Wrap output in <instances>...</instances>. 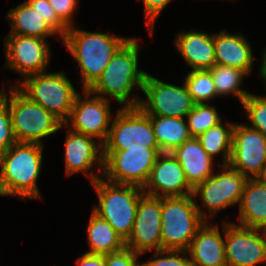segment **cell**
<instances>
[{"instance_id":"obj_12","label":"cell","mask_w":266,"mask_h":266,"mask_svg":"<svg viewBox=\"0 0 266 266\" xmlns=\"http://www.w3.org/2000/svg\"><path fill=\"white\" fill-rule=\"evenodd\" d=\"M82 92L77 94L63 129L69 128L74 132L94 137L103 144L108 137L113 119L111 100L94 96L88 89Z\"/></svg>"},{"instance_id":"obj_25","label":"cell","mask_w":266,"mask_h":266,"mask_svg":"<svg viewBox=\"0 0 266 266\" xmlns=\"http://www.w3.org/2000/svg\"><path fill=\"white\" fill-rule=\"evenodd\" d=\"M89 250L86 253L107 255L122 250L124 239L114 230L108 221L102 219L93 210L86 230Z\"/></svg>"},{"instance_id":"obj_30","label":"cell","mask_w":266,"mask_h":266,"mask_svg":"<svg viewBox=\"0 0 266 266\" xmlns=\"http://www.w3.org/2000/svg\"><path fill=\"white\" fill-rule=\"evenodd\" d=\"M218 109L210 104H195L186 116L188 130L191 137H199L211 127L222 121Z\"/></svg>"},{"instance_id":"obj_15","label":"cell","mask_w":266,"mask_h":266,"mask_svg":"<svg viewBox=\"0 0 266 266\" xmlns=\"http://www.w3.org/2000/svg\"><path fill=\"white\" fill-rule=\"evenodd\" d=\"M125 247L141 256L152 250H162L160 197L144 194L140 198L133 228L125 240Z\"/></svg>"},{"instance_id":"obj_40","label":"cell","mask_w":266,"mask_h":266,"mask_svg":"<svg viewBox=\"0 0 266 266\" xmlns=\"http://www.w3.org/2000/svg\"><path fill=\"white\" fill-rule=\"evenodd\" d=\"M255 179L258 180L260 183L266 185V162L262 166L260 173L255 177Z\"/></svg>"},{"instance_id":"obj_2","label":"cell","mask_w":266,"mask_h":266,"mask_svg":"<svg viewBox=\"0 0 266 266\" xmlns=\"http://www.w3.org/2000/svg\"><path fill=\"white\" fill-rule=\"evenodd\" d=\"M129 39L107 32L70 27L61 42L79 67V83L89 89L101 76L116 51Z\"/></svg>"},{"instance_id":"obj_13","label":"cell","mask_w":266,"mask_h":266,"mask_svg":"<svg viewBox=\"0 0 266 266\" xmlns=\"http://www.w3.org/2000/svg\"><path fill=\"white\" fill-rule=\"evenodd\" d=\"M227 266H256L266 262V230L222 222Z\"/></svg>"},{"instance_id":"obj_7","label":"cell","mask_w":266,"mask_h":266,"mask_svg":"<svg viewBox=\"0 0 266 266\" xmlns=\"http://www.w3.org/2000/svg\"><path fill=\"white\" fill-rule=\"evenodd\" d=\"M7 93V104L17 142L40 143L63 128V122L38 103L30 101L14 85Z\"/></svg>"},{"instance_id":"obj_17","label":"cell","mask_w":266,"mask_h":266,"mask_svg":"<svg viewBox=\"0 0 266 266\" xmlns=\"http://www.w3.org/2000/svg\"><path fill=\"white\" fill-rule=\"evenodd\" d=\"M266 162V137L245 123H235L229 166L248 179L255 178Z\"/></svg>"},{"instance_id":"obj_9","label":"cell","mask_w":266,"mask_h":266,"mask_svg":"<svg viewBox=\"0 0 266 266\" xmlns=\"http://www.w3.org/2000/svg\"><path fill=\"white\" fill-rule=\"evenodd\" d=\"M116 111L103 151L159 148L150 116L139 107H120Z\"/></svg>"},{"instance_id":"obj_5","label":"cell","mask_w":266,"mask_h":266,"mask_svg":"<svg viewBox=\"0 0 266 266\" xmlns=\"http://www.w3.org/2000/svg\"><path fill=\"white\" fill-rule=\"evenodd\" d=\"M193 195L161 198L162 250H185L205 224Z\"/></svg>"},{"instance_id":"obj_1","label":"cell","mask_w":266,"mask_h":266,"mask_svg":"<svg viewBox=\"0 0 266 266\" xmlns=\"http://www.w3.org/2000/svg\"><path fill=\"white\" fill-rule=\"evenodd\" d=\"M130 37L113 55L97 81L88 89L104 99H115L121 107H138L142 97L132 95L133 88L142 90L147 72L138 68L139 41ZM109 97V98H108Z\"/></svg>"},{"instance_id":"obj_39","label":"cell","mask_w":266,"mask_h":266,"mask_svg":"<svg viewBox=\"0 0 266 266\" xmlns=\"http://www.w3.org/2000/svg\"><path fill=\"white\" fill-rule=\"evenodd\" d=\"M259 73L261 79L265 84V90H266V48L262 52Z\"/></svg>"},{"instance_id":"obj_3","label":"cell","mask_w":266,"mask_h":266,"mask_svg":"<svg viewBox=\"0 0 266 266\" xmlns=\"http://www.w3.org/2000/svg\"><path fill=\"white\" fill-rule=\"evenodd\" d=\"M44 144L17 142L0 154V195L41 199L37 185ZM41 197V198H40Z\"/></svg>"},{"instance_id":"obj_33","label":"cell","mask_w":266,"mask_h":266,"mask_svg":"<svg viewBox=\"0 0 266 266\" xmlns=\"http://www.w3.org/2000/svg\"><path fill=\"white\" fill-rule=\"evenodd\" d=\"M143 266H192L188 251L160 250L154 251L150 260Z\"/></svg>"},{"instance_id":"obj_27","label":"cell","mask_w":266,"mask_h":266,"mask_svg":"<svg viewBox=\"0 0 266 266\" xmlns=\"http://www.w3.org/2000/svg\"><path fill=\"white\" fill-rule=\"evenodd\" d=\"M234 125V122L228 121H226L224 125L221 121L197 137L202 145V148L213 160L216 155L220 156L219 154H222V163L218 161V165H228L230 162Z\"/></svg>"},{"instance_id":"obj_22","label":"cell","mask_w":266,"mask_h":266,"mask_svg":"<svg viewBox=\"0 0 266 266\" xmlns=\"http://www.w3.org/2000/svg\"><path fill=\"white\" fill-rule=\"evenodd\" d=\"M171 153L182 166L188 184L193 189L214 173V161L196 137L186 140Z\"/></svg>"},{"instance_id":"obj_10","label":"cell","mask_w":266,"mask_h":266,"mask_svg":"<svg viewBox=\"0 0 266 266\" xmlns=\"http://www.w3.org/2000/svg\"><path fill=\"white\" fill-rule=\"evenodd\" d=\"M160 148L103 151V177L117 184L144 187L161 154Z\"/></svg>"},{"instance_id":"obj_37","label":"cell","mask_w":266,"mask_h":266,"mask_svg":"<svg viewBox=\"0 0 266 266\" xmlns=\"http://www.w3.org/2000/svg\"><path fill=\"white\" fill-rule=\"evenodd\" d=\"M140 257V254L127 247L105 255L107 266H143L142 262L138 260Z\"/></svg>"},{"instance_id":"obj_32","label":"cell","mask_w":266,"mask_h":266,"mask_svg":"<svg viewBox=\"0 0 266 266\" xmlns=\"http://www.w3.org/2000/svg\"><path fill=\"white\" fill-rule=\"evenodd\" d=\"M6 88L0 90V154L17 143L7 104Z\"/></svg>"},{"instance_id":"obj_28","label":"cell","mask_w":266,"mask_h":266,"mask_svg":"<svg viewBox=\"0 0 266 266\" xmlns=\"http://www.w3.org/2000/svg\"><path fill=\"white\" fill-rule=\"evenodd\" d=\"M209 71L213 77L214 88L219 98L220 96L228 97L233 95L242 104L244 99L250 94V92L241 88L244 78L249 76L245 71L219 64H215Z\"/></svg>"},{"instance_id":"obj_24","label":"cell","mask_w":266,"mask_h":266,"mask_svg":"<svg viewBox=\"0 0 266 266\" xmlns=\"http://www.w3.org/2000/svg\"><path fill=\"white\" fill-rule=\"evenodd\" d=\"M10 21L11 31L8 35H21L37 37L43 40L52 36H57L62 40L59 34L34 10L26 1L11 8L5 15Z\"/></svg>"},{"instance_id":"obj_6","label":"cell","mask_w":266,"mask_h":266,"mask_svg":"<svg viewBox=\"0 0 266 266\" xmlns=\"http://www.w3.org/2000/svg\"><path fill=\"white\" fill-rule=\"evenodd\" d=\"M18 81V85H10H14L30 101L43 106L63 123L69 118L78 92L65 71H45Z\"/></svg>"},{"instance_id":"obj_34","label":"cell","mask_w":266,"mask_h":266,"mask_svg":"<svg viewBox=\"0 0 266 266\" xmlns=\"http://www.w3.org/2000/svg\"><path fill=\"white\" fill-rule=\"evenodd\" d=\"M63 38L69 29L56 15L49 0H25Z\"/></svg>"},{"instance_id":"obj_29","label":"cell","mask_w":266,"mask_h":266,"mask_svg":"<svg viewBox=\"0 0 266 266\" xmlns=\"http://www.w3.org/2000/svg\"><path fill=\"white\" fill-rule=\"evenodd\" d=\"M186 74L183 82L195 104L209 103L218 97L209 70H190Z\"/></svg>"},{"instance_id":"obj_38","label":"cell","mask_w":266,"mask_h":266,"mask_svg":"<svg viewBox=\"0 0 266 266\" xmlns=\"http://www.w3.org/2000/svg\"><path fill=\"white\" fill-rule=\"evenodd\" d=\"M78 266H107L105 255L84 253L76 261Z\"/></svg>"},{"instance_id":"obj_18","label":"cell","mask_w":266,"mask_h":266,"mask_svg":"<svg viewBox=\"0 0 266 266\" xmlns=\"http://www.w3.org/2000/svg\"><path fill=\"white\" fill-rule=\"evenodd\" d=\"M154 197H183L193 194L182 166L171 152H162L157 158L148 181L142 188Z\"/></svg>"},{"instance_id":"obj_36","label":"cell","mask_w":266,"mask_h":266,"mask_svg":"<svg viewBox=\"0 0 266 266\" xmlns=\"http://www.w3.org/2000/svg\"><path fill=\"white\" fill-rule=\"evenodd\" d=\"M144 7V16L149 36H153L156 19L172 0H140Z\"/></svg>"},{"instance_id":"obj_19","label":"cell","mask_w":266,"mask_h":266,"mask_svg":"<svg viewBox=\"0 0 266 266\" xmlns=\"http://www.w3.org/2000/svg\"><path fill=\"white\" fill-rule=\"evenodd\" d=\"M174 44L191 70H209L216 64L214 33L197 29L177 33Z\"/></svg>"},{"instance_id":"obj_14","label":"cell","mask_w":266,"mask_h":266,"mask_svg":"<svg viewBox=\"0 0 266 266\" xmlns=\"http://www.w3.org/2000/svg\"><path fill=\"white\" fill-rule=\"evenodd\" d=\"M3 40L5 68L8 67L23 78L48 71L52 55L48 40L21 35H7Z\"/></svg>"},{"instance_id":"obj_20","label":"cell","mask_w":266,"mask_h":266,"mask_svg":"<svg viewBox=\"0 0 266 266\" xmlns=\"http://www.w3.org/2000/svg\"><path fill=\"white\" fill-rule=\"evenodd\" d=\"M192 266H227L224 237L218 223L205 222L188 248Z\"/></svg>"},{"instance_id":"obj_4","label":"cell","mask_w":266,"mask_h":266,"mask_svg":"<svg viewBox=\"0 0 266 266\" xmlns=\"http://www.w3.org/2000/svg\"><path fill=\"white\" fill-rule=\"evenodd\" d=\"M97 193L98 204L92 210L109 222L124 239L131 234L140 198L145 194L142 187L130 184H117L104 177L91 183Z\"/></svg>"},{"instance_id":"obj_31","label":"cell","mask_w":266,"mask_h":266,"mask_svg":"<svg viewBox=\"0 0 266 266\" xmlns=\"http://www.w3.org/2000/svg\"><path fill=\"white\" fill-rule=\"evenodd\" d=\"M242 107L246 111V125L258 130L266 137V95L258 96L250 93L242 102Z\"/></svg>"},{"instance_id":"obj_11","label":"cell","mask_w":266,"mask_h":266,"mask_svg":"<svg viewBox=\"0 0 266 266\" xmlns=\"http://www.w3.org/2000/svg\"><path fill=\"white\" fill-rule=\"evenodd\" d=\"M139 108L148 116L186 118L195 103L183 82L182 86L166 83L149 73L143 84Z\"/></svg>"},{"instance_id":"obj_16","label":"cell","mask_w":266,"mask_h":266,"mask_svg":"<svg viewBox=\"0 0 266 266\" xmlns=\"http://www.w3.org/2000/svg\"><path fill=\"white\" fill-rule=\"evenodd\" d=\"M65 141L66 176L84 173L91 183L103 177L104 158L103 144L96 138L67 129ZM94 164L96 166H94ZM98 168V174L92 167Z\"/></svg>"},{"instance_id":"obj_26","label":"cell","mask_w":266,"mask_h":266,"mask_svg":"<svg viewBox=\"0 0 266 266\" xmlns=\"http://www.w3.org/2000/svg\"><path fill=\"white\" fill-rule=\"evenodd\" d=\"M161 152H172L191 138L185 118L150 116Z\"/></svg>"},{"instance_id":"obj_21","label":"cell","mask_w":266,"mask_h":266,"mask_svg":"<svg viewBox=\"0 0 266 266\" xmlns=\"http://www.w3.org/2000/svg\"><path fill=\"white\" fill-rule=\"evenodd\" d=\"M216 64L245 71L253 70V51L250 42L243 34L229 33L225 29L214 33Z\"/></svg>"},{"instance_id":"obj_8","label":"cell","mask_w":266,"mask_h":266,"mask_svg":"<svg viewBox=\"0 0 266 266\" xmlns=\"http://www.w3.org/2000/svg\"><path fill=\"white\" fill-rule=\"evenodd\" d=\"M247 180L246 176L229 165H219L217 174L214 172L193 189V197L199 198L207 210H202L196 203L201 217L208 222L209 218L216 216V213L239 205Z\"/></svg>"},{"instance_id":"obj_35","label":"cell","mask_w":266,"mask_h":266,"mask_svg":"<svg viewBox=\"0 0 266 266\" xmlns=\"http://www.w3.org/2000/svg\"><path fill=\"white\" fill-rule=\"evenodd\" d=\"M49 4L68 28L75 26L74 13L79 8V0H49Z\"/></svg>"},{"instance_id":"obj_23","label":"cell","mask_w":266,"mask_h":266,"mask_svg":"<svg viewBox=\"0 0 266 266\" xmlns=\"http://www.w3.org/2000/svg\"><path fill=\"white\" fill-rule=\"evenodd\" d=\"M238 209L237 225L266 230V185L255 178L248 179Z\"/></svg>"}]
</instances>
